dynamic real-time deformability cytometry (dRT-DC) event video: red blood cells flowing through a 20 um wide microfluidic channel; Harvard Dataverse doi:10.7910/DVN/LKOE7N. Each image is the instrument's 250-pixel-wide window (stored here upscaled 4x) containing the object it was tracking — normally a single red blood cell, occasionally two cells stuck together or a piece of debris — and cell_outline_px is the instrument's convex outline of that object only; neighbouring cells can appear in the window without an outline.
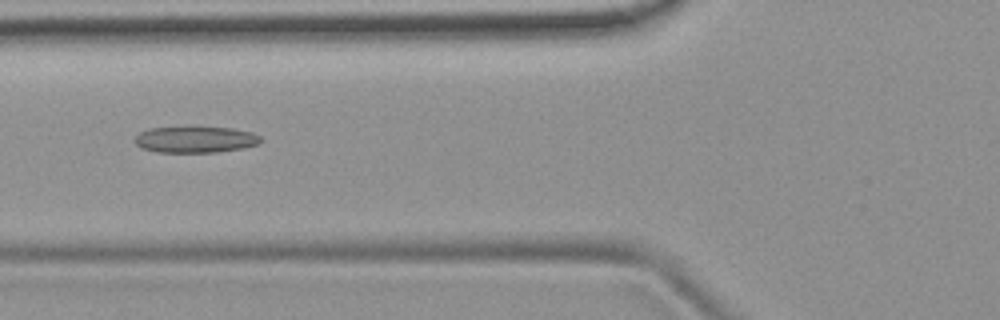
{"species": "common noctule bat (a hibernating species)", "species_latin": "Nyctalus noctula", "temperature_condition": "room temperature", "stored_images_in_passage": 38, "camera_frame_rate_fps": 3000, "um_per_image_px": 0.085, "animal": {"sex": "female", "body_mass_g": 19.9}, "frame": {"image": 1, "passage_image": 6, "time_ms": 1.667, "image_size_px": [1000, 320], "cell_outline_px": [[260, 144], [240, 148], [216, 152], [156, 152], [140, 148], [136, 144], [136, 136], [140, 132], [148, 128], [184, 124], [232, 128], [252, 132], [260, 136]], "centroid_in_image_um": [16.56, 11.8], "position_along_channel_um": 109.2, "area_um2": 20.17}}
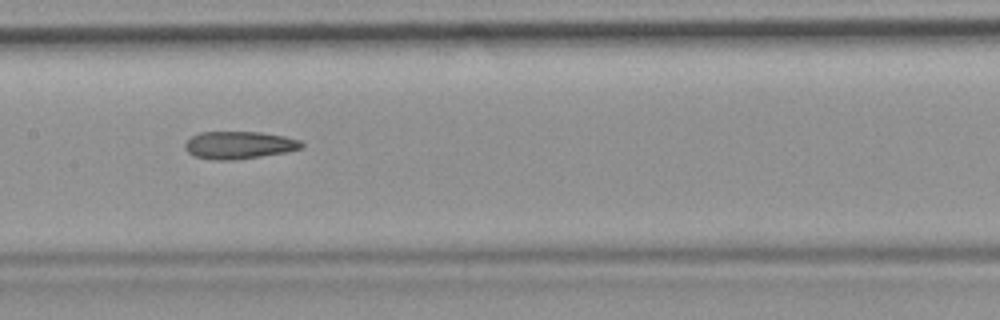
{"frame": {"image": 2, "passage_image": 12, "time_ms": 3.667, "image_size_px": [1000, 320], "cell_outline_px": [[304, 144], [300, 148], [284, 152], [236, 160], [212, 160], [192, 156], [184, 148], [184, 144], [192, 136], [200, 132], [260, 132], [284, 136], [300, 140]], "centroid_in_image_um": [20.27, 12.33], "position_along_channel_um": 187.1, "area_um2": 18.67}}
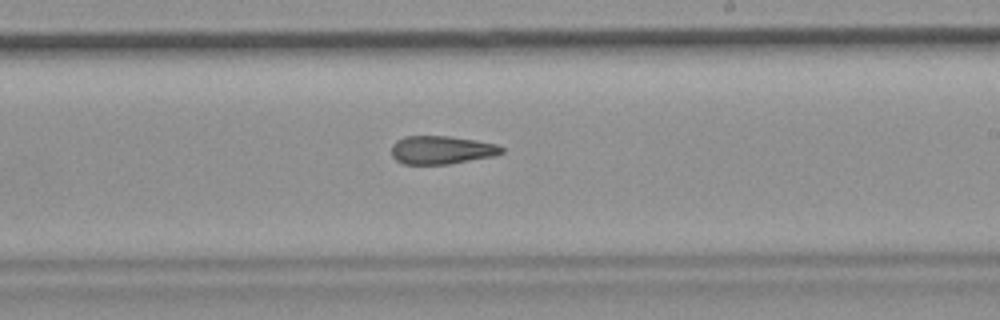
{"frame": {"image": 3, "passage_image": 17, "time_ms": 5.333, "image_size_px": [1000, 320], "cell_outline_px": [[504, 152], [492, 156], [448, 164], [404, 164], [396, 160], [392, 156], [392, 144], [396, 140], [404, 136], [448, 136], [476, 140], [496, 144], [504, 148]], "centroid_in_image_um": [37.5, 12.74], "position_along_channel_um": 251.5, "area_um2": 18.09}, "authors_computed_cell_mechanics": {"area_um2": 18.9295, "velocity_mm_per_s": 3.8812, "shape_relaxation_time_tau1_ms": null, "shape_relaxation_time_tau2_ms": 4.1017, "deformation_change_tau1": null, "deformation_change_tau2": 0.1409}}